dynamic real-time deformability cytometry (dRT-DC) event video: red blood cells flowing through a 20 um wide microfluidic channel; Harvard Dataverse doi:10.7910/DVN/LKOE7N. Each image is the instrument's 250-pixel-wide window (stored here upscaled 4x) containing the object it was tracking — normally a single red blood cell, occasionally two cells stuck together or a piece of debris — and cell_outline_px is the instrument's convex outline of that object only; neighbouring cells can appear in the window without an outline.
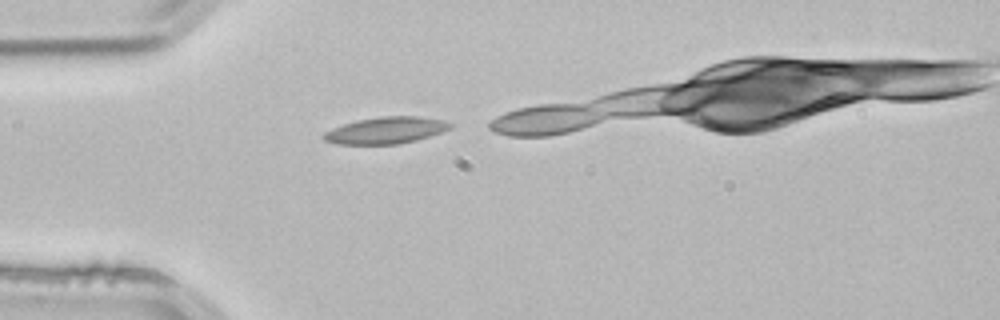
{"species": "common noctule bat (a hibernating species)", "species_latin": "Nyctalus noctula", "temperature_condition": "room temperature", "stored_images_in_passage": 2, "camera_frame_rate_fps": 3000, "um_per_image_px": 0.085, "animal": {"sex": "male", "body_mass_g": 21.5, "forearm_length_mm": 52.0}, "frame": {"image": 1, "passage_image": 1, "time_ms": 0.0, "image_size_px": [1000, 320], "cell_outline_px": [[452, 128], [416, 140], [396, 144], [336, 144], [324, 140], [320, 136], [324, 132], [332, 128], [356, 120], [380, 116], [420, 116], [444, 120], [452, 124]], "centroid_in_image_um": [32.77, 11.07], "position_along_channel_um": 52.2, "area_um2": 19.71}}